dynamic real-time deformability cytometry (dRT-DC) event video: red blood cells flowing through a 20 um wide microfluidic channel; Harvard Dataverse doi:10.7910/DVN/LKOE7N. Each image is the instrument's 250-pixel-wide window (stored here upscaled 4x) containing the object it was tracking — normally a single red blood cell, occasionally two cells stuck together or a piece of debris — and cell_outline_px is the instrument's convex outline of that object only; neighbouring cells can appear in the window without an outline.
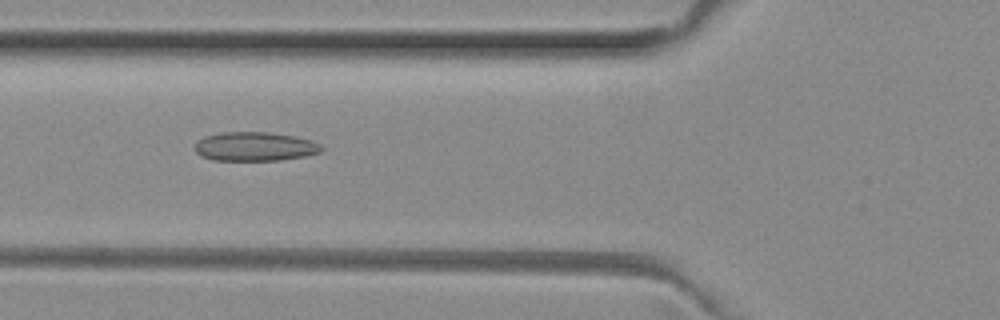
{"species": "common noctule bat (a hibernating species)", "species_latin": "Nyctalus noctula", "temperature_condition": "room temperature", "stored_images_in_passage": 35, "camera_frame_rate_fps": 3000, "um_per_image_px": 0.085, "animal": {"sex": "female", "body_mass_g": 29.2, "forearm_length_mm": 56.3}, "frame": {"image": 1, "passage_image": 4, "time_ms": 1.0, "image_size_px": [1000, 320], "cell_outline_px": [[324, 148], [320, 152], [304, 156], [280, 160], [212, 160], [200, 156], [196, 152], [196, 140], [204, 136], [220, 132], [268, 132], [296, 136], [312, 140], [320, 144]], "centroid_in_image_um": [21.65, 12.44], "position_along_channel_um": 104.1, "area_um2": 21.56}}
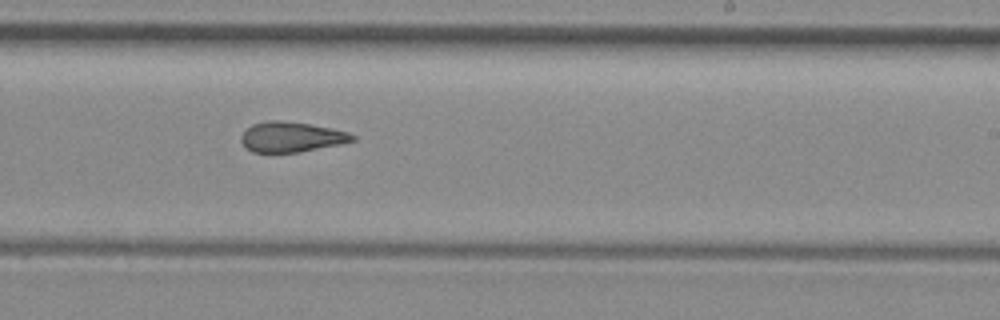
{"frame": {"image": 2, "passage_image": 16, "time_ms": 5.0, "image_size_px": [1000, 320], "cell_outline_px": [[356, 140], [340, 144], [300, 152], [252, 152], [240, 140], [240, 136], [252, 124], [268, 120], [280, 120], [308, 124], [348, 132], [356, 136]], "centroid_in_image_um": [24.76, 11.64], "position_along_channel_um": 264.2, "area_um2": 19.36}}
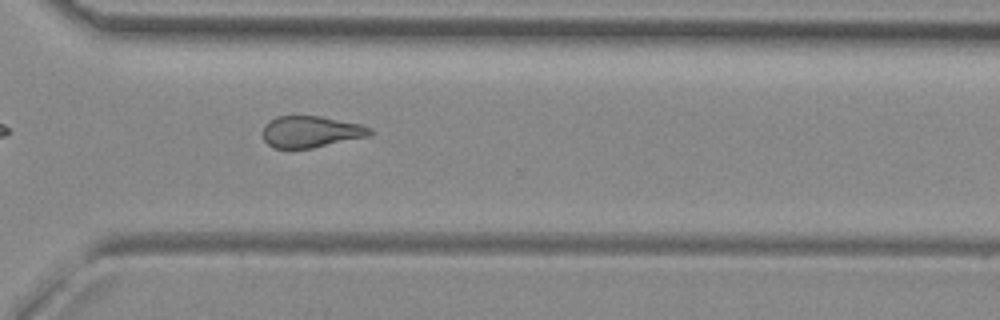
{"frame": {"image": 3, "passage_image": 22, "time_ms": 7.0, "image_size_px": [1000, 320], "cell_outline_px": [[372, 132], [368, 136], [312, 148], [272, 148], [264, 140], [264, 124], [268, 120], [276, 116], [320, 116], [360, 124], [372, 128]], "centroid_in_image_um": [26.4, 11.19], "position_along_channel_um": 344.2, "area_um2": 19.59}, "authors_computed_cell_mechanics": {"area_um2": 20.1144, "velocity_mm_per_s": 3.9995, "shape_relaxation_time_tau1_ms": null, "shape_relaxation_time_tau2_ms": 3.9311, "deformation_change_tau1": null, "deformation_change_tau2": 0.1145}}